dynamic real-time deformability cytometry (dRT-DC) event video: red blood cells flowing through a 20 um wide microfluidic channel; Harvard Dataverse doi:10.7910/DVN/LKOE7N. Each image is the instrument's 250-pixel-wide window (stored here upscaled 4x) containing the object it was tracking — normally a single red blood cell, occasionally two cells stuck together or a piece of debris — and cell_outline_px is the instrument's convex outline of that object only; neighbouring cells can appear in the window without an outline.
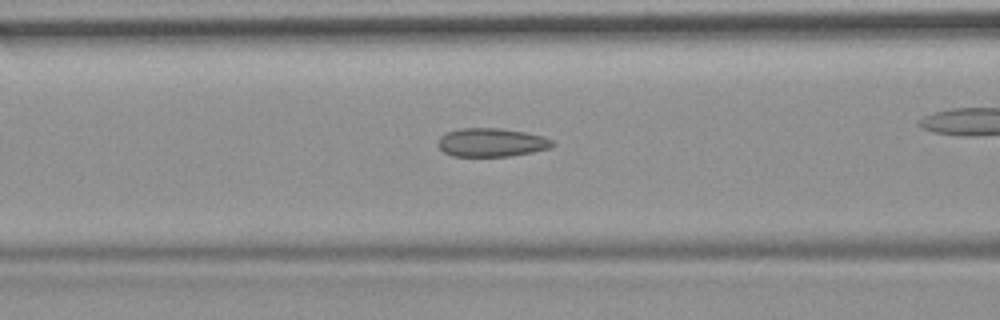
{"species": "common noctule bat (a hibernating species)", "species_latin": "Nyctalus noctula", "temperature_condition": "room temperature", "stored_images_in_passage": 27, "camera_frame_rate_fps": 3000, "um_per_image_px": 0.085, "animal": {"sex": "female", "body_mass_g": 19.9}, "frame": {"image": 1, "passage_image": 5, "time_ms": 1.333, "image_size_px": [1000, 320], "cell_outline_px": [[556, 144], [552, 148], [532, 152], [508, 156], [452, 156], [444, 152], [440, 148], [440, 136], [448, 132], [460, 128], [500, 128], [524, 132], [544, 136], [552, 140]], "centroid_in_image_um": [41.83, 12.11], "position_along_channel_um": 124.8, "area_um2": 18.96}}
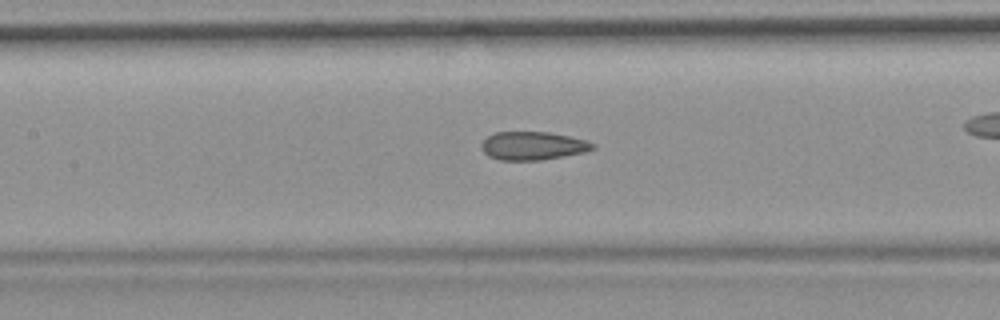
{"frame": {"image": 2, "passage_image": 8, "time_ms": 2.333, "image_size_px": [1000, 320], "cell_outline_px": [[596, 148], [584, 152], [564, 156], [540, 160], [500, 160], [488, 156], [484, 152], [480, 144], [488, 136], [496, 132], [548, 132], [568, 136], [584, 140], [596, 144]], "centroid_in_image_um": [45.28, 12.39], "position_along_channel_um": 162.1, "area_um2": 18.26}}